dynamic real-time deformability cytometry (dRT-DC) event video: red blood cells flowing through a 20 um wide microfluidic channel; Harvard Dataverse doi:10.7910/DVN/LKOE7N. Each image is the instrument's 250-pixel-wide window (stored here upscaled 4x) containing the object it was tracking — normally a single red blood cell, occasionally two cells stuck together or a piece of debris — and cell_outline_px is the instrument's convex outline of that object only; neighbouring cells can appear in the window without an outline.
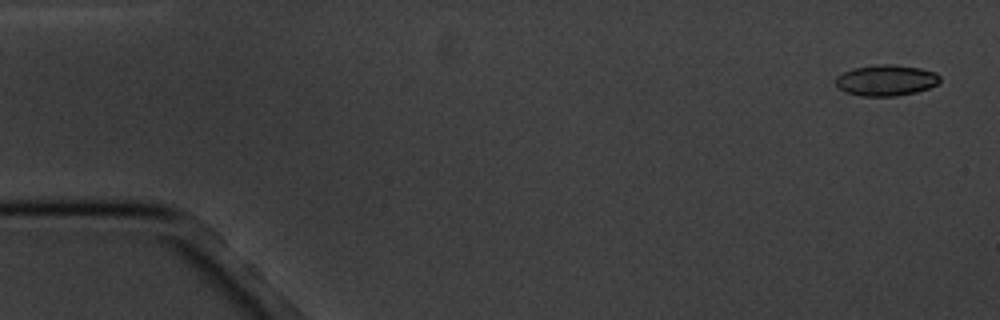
{"species": "common noctule bat (a hibernating species)", "species_latin": "Nyctalus noctula", "temperature_condition": "cold", "stored_images_in_passage": 5, "camera_frame_rate_fps": 3000, "um_per_image_px": 0.085, "animal": {"sex": "male", "body_mass_g": 20.1, "forearm_length_mm": 53.5}, "frame": {"image": 1, "passage_image": 1, "time_ms": 0.0, "image_size_px": [1000, 320], "cell_outline_px": [[940, 80], [936, 84], [928, 88], [916, 92], [896, 96], [860, 96], [848, 92], [840, 88], [836, 84], [836, 76], [852, 68], [880, 64], [892, 64], [920, 68], [936, 72], [940, 76]], "centroid_in_image_um": [75.33, 6.82], "position_along_channel_um": 9.7, "area_um2": 18.73}}
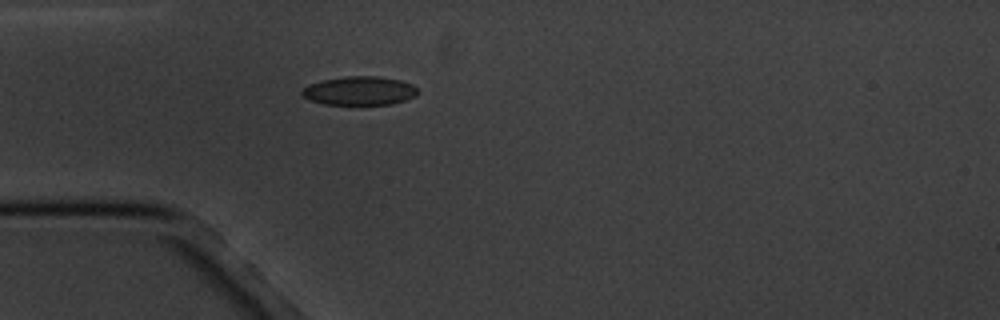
{"frame": {"image": 2, "passage_image": 5, "time_ms": 4.667, "image_size_px": [1000, 320], "cell_outline_px": [[420, 92], [416, 96], [392, 104], [324, 104], [312, 100], [304, 96], [300, 92], [308, 84], [324, 80], [344, 76], [380, 76], [400, 80], [412, 84]], "centroid_in_image_um": [30.59, 7.7], "position_along_channel_um": 54.4, "area_um2": 19.31}}